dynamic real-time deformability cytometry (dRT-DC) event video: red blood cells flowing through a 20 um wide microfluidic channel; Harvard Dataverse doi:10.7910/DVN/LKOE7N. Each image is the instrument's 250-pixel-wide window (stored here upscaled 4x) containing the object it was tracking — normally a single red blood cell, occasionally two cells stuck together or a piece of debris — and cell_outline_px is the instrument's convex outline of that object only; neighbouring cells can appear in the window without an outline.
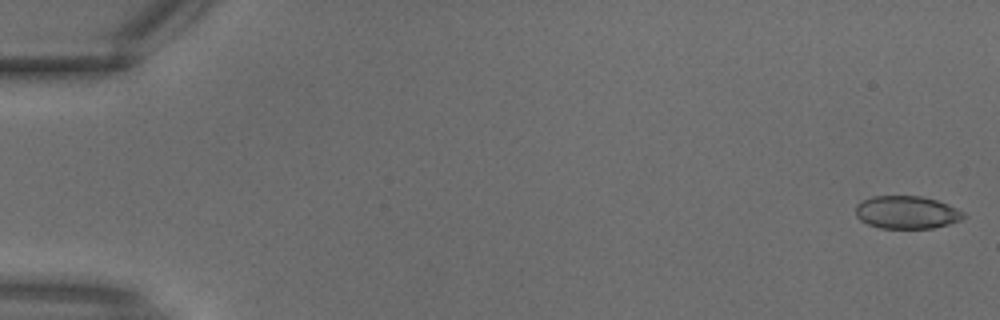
{"species": "common noctule bat (a hibernating species)", "species_latin": "Nyctalus noctula", "temperature_condition": "warm", "stored_images_in_passage": 3, "camera_frame_rate_fps": 3000, "um_per_image_px": 0.085, "animal": {"sex": "male", "body_mass_g": 18.8}, "frame": {"image": 1, "passage_image": 1, "time_ms": 0.0, "image_size_px": [1000, 320], "cell_outline_px": [[968, 216], [960, 220], [948, 224], [932, 228], [880, 228], [868, 224], [860, 220], [856, 216], [856, 204], [860, 200], [872, 196], [920, 196], [936, 200], [948, 204], [964, 212]], "centroid_in_image_um": [77.06, 18.04], "position_along_channel_um": 7.9, "area_um2": 20.75}}